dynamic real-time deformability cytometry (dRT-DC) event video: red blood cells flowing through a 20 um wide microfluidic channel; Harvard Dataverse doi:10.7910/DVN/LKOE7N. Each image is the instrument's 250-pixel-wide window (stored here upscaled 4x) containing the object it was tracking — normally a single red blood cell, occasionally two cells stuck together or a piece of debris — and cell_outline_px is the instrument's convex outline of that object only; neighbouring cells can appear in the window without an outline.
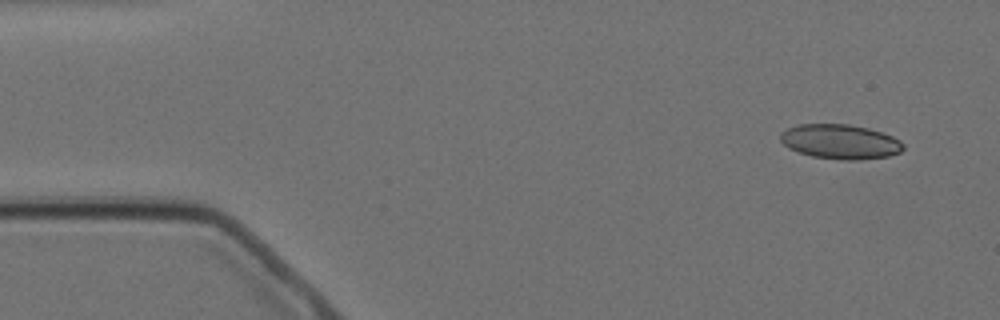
{"species": "Egyptian fruit bat (a non-hibernating species)", "species_latin": "Rousettus aegyptiacus", "temperature_condition": "cold", "stored_images_in_passage": 6, "camera_frame_rate_fps": 3000, "um_per_image_px": 0.085, "animal": {"sex": "female"}, "frame": {"image": 1, "passage_image": 1, "time_ms": 0.0, "image_size_px": [1000, 320], "cell_outline_px": [[904, 148], [900, 152], [888, 156], [856, 160], [844, 160], [812, 156], [788, 148], [780, 140], [780, 132], [796, 124], [848, 124], [868, 128], [892, 136], [900, 140], [904, 144]], "centroid_in_image_um": [71.41, 12.03], "position_along_channel_um": 13.6, "area_um2": 24.74}}
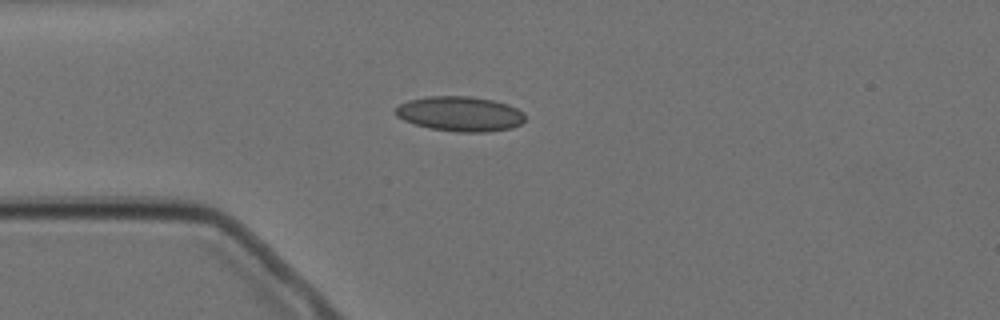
{"frame": {"image": 2, "passage_image": 4, "time_ms": 3.333, "image_size_px": [1000, 320], "cell_outline_px": [[524, 120], [520, 124], [512, 128], [488, 132], [456, 132], [432, 128], [416, 124], [404, 120], [396, 116], [396, 108], [400, 104], [408, 100], [428, 96], [472, 96], [492, 100], [508, 104], [524, 112]], "centroid_in_image_um": [39.13, 9.67], "position_along_channel_um": 45.9, "area_um2": 26.3}}
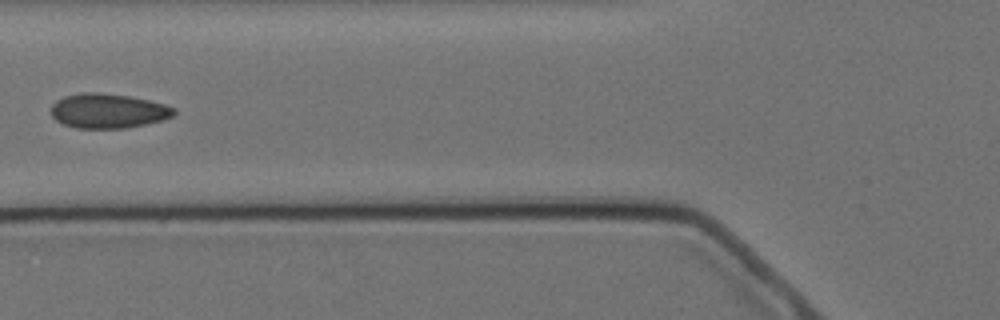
{"frame": {"image": 3, "passage_image": 6, "time_ms": 5.667, "image_size_px": [1000, 320], "cell_outline_px": [[176, 112], [172, 116], [164, 120], [124, 128], [76, 128], [64, 124], [56, 120], [52, 116], [52, 104], [56, 100], [64, 96], [80, 92], [100, 92], [128, 96], [148, 100], [164, 104], [176, 108]], "centroid_in_image_um": [9.18, 9.42], "position_along_channel_um": 116.6, "area_um2": 24.8}}